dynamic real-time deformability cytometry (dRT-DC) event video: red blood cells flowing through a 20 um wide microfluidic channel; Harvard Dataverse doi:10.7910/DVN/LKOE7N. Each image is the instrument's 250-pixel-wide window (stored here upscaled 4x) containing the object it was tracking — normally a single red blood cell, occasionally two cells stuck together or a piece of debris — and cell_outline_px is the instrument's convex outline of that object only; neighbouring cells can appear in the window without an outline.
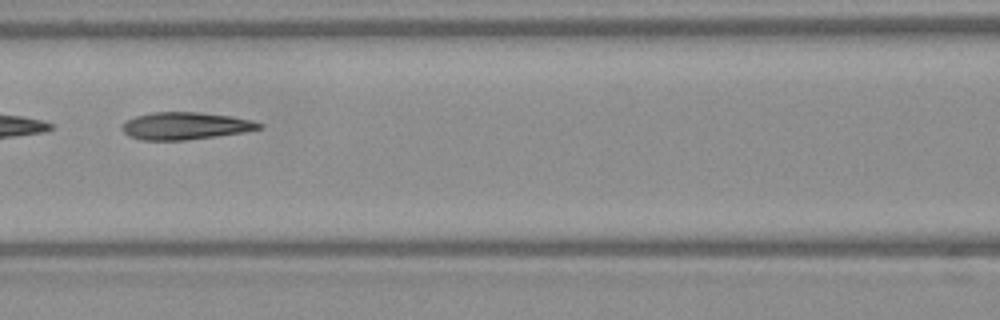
{"species": "Egyptian fruit bat (a non-hibernating species)", "species_latin": "Rousettus aegyptiacus", "temperature_condition": "warm", "stored_images_in_passage": 28, "camera_frame_rate_fps": 3000, "um_per_image_px": 0.085, "frame": {"image": 1, "passage_image": 23, "time_ms": 7.333, "image_size_px": [1000, 320], "cell_outline_px": [[264, 128], [244, 132], [216, 136], [184, 140], [140, 140], [128, 136], [120, 128], [128, 120], [136, 116], [152, 112], [200, 112], [232, 116], [252, 120], [264, 124]], "centroid_in_image_um": [15.79, 10.7], "position_along_channel_um": 150.8, "area_um2": 21.91}}
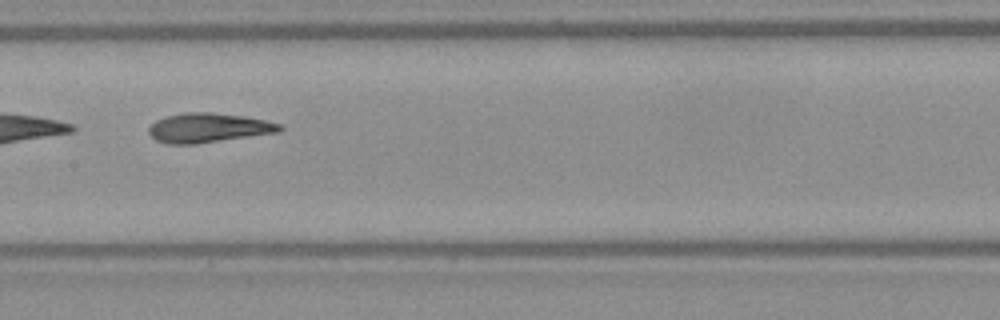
{"frame": {"image": 2, "passage_image": 26, "time_ms": 8.333, "image_size_px": [1000, 320], "cell_outline_px": [[284, 128], [280, 132], [196, 144], [168, 144], [156, 140], [148, 132], [148, 128], [156, 120], [168, 116], [184, 112], [212, 112], [244, 116], [264, 120], [280, 124]], "centroid_in_image_um": [17.72, 10.86], "position_along_channel_um": 189.7, "area_um2": 22.43}}